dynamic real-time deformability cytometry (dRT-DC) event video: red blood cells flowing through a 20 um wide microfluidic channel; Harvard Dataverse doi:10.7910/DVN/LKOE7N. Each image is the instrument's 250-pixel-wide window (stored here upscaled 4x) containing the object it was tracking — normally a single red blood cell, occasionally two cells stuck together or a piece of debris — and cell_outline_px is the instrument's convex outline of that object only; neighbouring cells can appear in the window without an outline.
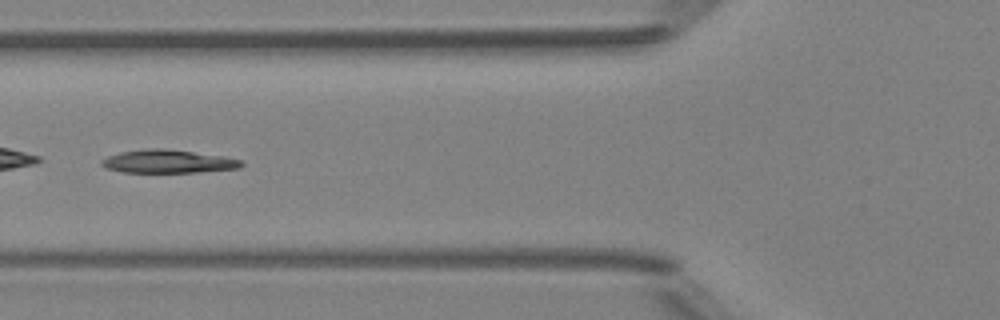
{"species": "Egyptian fruit bat (a non-hibernating species)", "species_latin": "Rousettus aegyptiacus", "temperature_condition": "room temperature", "stored_images_in_passage": 6, "camera_frame_rate_fps": 3000, "um_per_image_px": 0.085, "animal": {"sex": "female"}, "frame": {"image": 1, "passage_image": 6, "time_ms": 6.0, "image_size_px": [1000, 320], "cell_outline_px": [[244, 164], [240, 168], [196, 172], [124, 172], [108, 168], [100, 164], [100, 160], [108, 156], [120, 152], [144, 148], [164, 148], [224, 156], [244, 160]], "centroid_in_image_um": [14.31, 13.71], "position_along_channel_um": 111.5, "area_um2": 18.96}}